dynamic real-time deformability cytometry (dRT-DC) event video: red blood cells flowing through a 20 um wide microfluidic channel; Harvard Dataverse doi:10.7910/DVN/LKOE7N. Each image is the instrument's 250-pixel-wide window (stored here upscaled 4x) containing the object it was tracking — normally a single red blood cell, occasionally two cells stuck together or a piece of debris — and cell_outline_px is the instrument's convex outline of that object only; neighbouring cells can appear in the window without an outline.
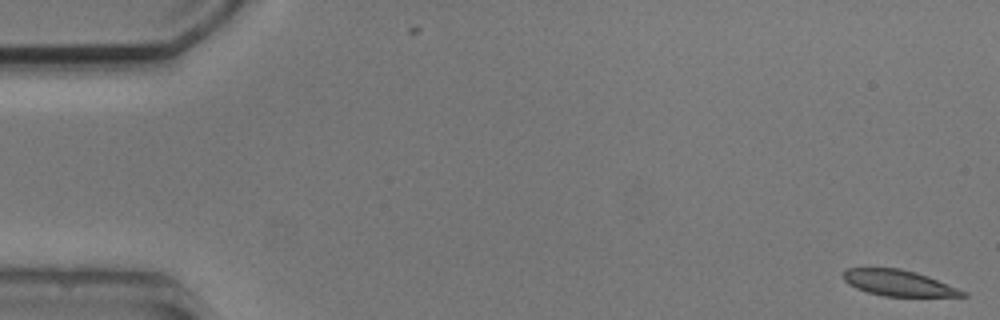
{"species": "common noctule bat (a hibernating species)", "species_latin": "Nyctalus noctula", "temperature_condition": "cold", "stored_images_in_passage": 5, "camera_frame_rate_fps": 3000, "um_per_image_px": 0.085, "animal": {"sex": "male", "body_mass_g": 20.5, "forearm_length_mm": 52.5}, "frame": {"image": 1, "passage_image": 1, "time_ms": 0.0, "image_size_px": [1000, 320], "cell_outline_px": [[968, 296], [884, 296], [868, 292], [856, 288], [848, 284], [844, 280], [844, 268], [900, 268], [916, 272], [928, 276], [968, 292]], "centroid_in_image_um": [76.38, 24.05], "position_along_channel_um": 8.6, "area_um2": 17.98}}